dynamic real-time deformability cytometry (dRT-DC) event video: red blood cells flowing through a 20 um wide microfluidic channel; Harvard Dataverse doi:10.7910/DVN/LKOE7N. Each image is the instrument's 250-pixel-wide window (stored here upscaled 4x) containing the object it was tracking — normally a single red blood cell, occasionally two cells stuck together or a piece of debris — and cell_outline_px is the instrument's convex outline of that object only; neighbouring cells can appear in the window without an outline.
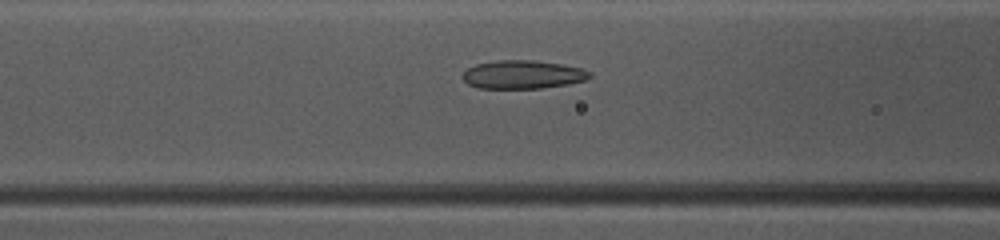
{"species": "common noctule bat (a hibernating species)", "species_latin": "Nyctalus noctula", "temperature_condition": "warm", "stored_images_in_passage": 42, "camera_frame_rate_fps": 3000, "um_per_image_px": 0.085, "animal": {"sex": "female", "body_mass_g": 10.0, "forearm_length_mm": 53.1}, "frame": {"image": 1, "passage_image": 20, "time_ms": 6.333, "image_size_px": [1000, 240], "cell_outline_px": [[592, 76], [584, 80], [568, 84], [540, 88], [480, 88], [468, 84], [460, 76], [468, 68], [476, 64], [496, 60], [532, 60], [560, 64], [580, 68], [588, 72]], "centroid_in_image_um": [44.38, 6.33], "position_along_channel_um": 122.2, "area_um2": 20.81}}
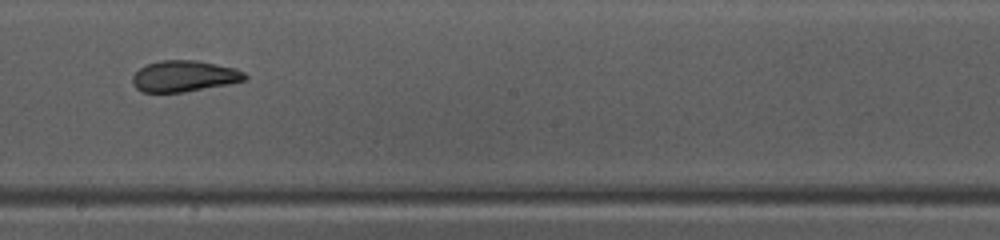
{"frame": {"image": 2, "passage_image": 28, "time_ms": 9.0, "image_size_px": [1000, 240], "cell_outline_px": [[248, 80], [228, 84], [184, 92], [140, 92], [132, 84], [132, 76], [140, 68], [148, 64], [160, 60], [196, 60], [236, 68], [244, 72], [248, 76]], "centroid_in_image_um": [15.67, 6.47], "position_along_channel_um": 232.5, "area_um2": 20.52}}
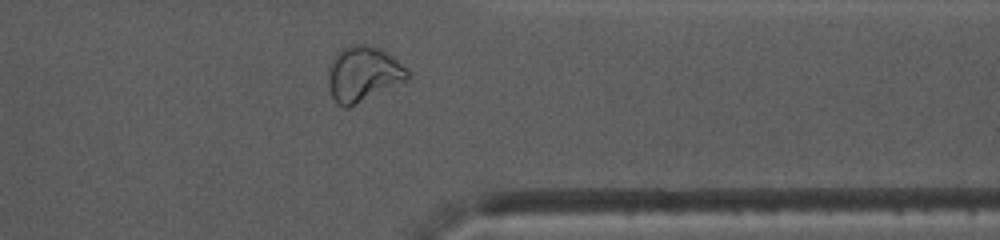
{"frame": {"image": 3, "passage_image": 39, "time_ms": 12.667, "image_size_px": [1000, 240], "cell_outline_px": [[408, 80], [348, 108], [344, 108], [336, 104], [328, 88], [328, 72], [332, 60], [344, 48], [352, 44], [368, 44], [380, 48], [408, 68]], "centroid_in_image_um": [30.87, 6.31], "position_along_channel_um": 380.5, "area_um2": 25.49}, "authors_computed_cell_mechanics": {"area_um2": 22.2241, "velocity_mm_per_s": 4.137, "shape_relaxation_time_tau1_ms": null, "shape_relaxation_time_tau2_ms": 1.347, "deformation_change_tau1": null, "deformation_change_tau2": 0.0882}}